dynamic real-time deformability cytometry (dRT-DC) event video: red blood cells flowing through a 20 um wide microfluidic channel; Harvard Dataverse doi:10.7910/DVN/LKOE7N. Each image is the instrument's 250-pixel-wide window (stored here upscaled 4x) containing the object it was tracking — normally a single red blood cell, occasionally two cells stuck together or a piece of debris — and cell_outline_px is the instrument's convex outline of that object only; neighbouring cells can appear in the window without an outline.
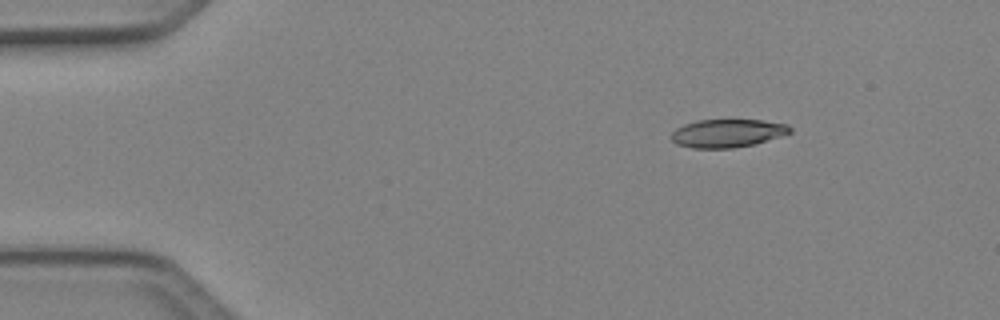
{"species": "Egyptian fruit bat (a non-hibernating species)", "species_latin": "Rousettus aegyptiacus", "temperature_condition": "cold", "stored_images_in_passage": 4, "camera_frame_rate_fps": 3000, "um_per_image_px": 0.085, "animal": {"sex": "female"}, "frame": {"image": 1, "passage_image": 2, "time_ms": 0.333, "image_size_px": [1000, 320], "cell_outline_px": [[792, 132], [756, 144], [732, 148], [692, 148], [676, 144], [672, 140], [672, 132], [676, 128], [684, 124], [696, 120], [728, 116], [760, 120], [788, 124], [792, 128]], "centroid_in_image_um": [61.84, 11.27], "position_along_channel_um": 23.2, "area_um2": 20.46}}